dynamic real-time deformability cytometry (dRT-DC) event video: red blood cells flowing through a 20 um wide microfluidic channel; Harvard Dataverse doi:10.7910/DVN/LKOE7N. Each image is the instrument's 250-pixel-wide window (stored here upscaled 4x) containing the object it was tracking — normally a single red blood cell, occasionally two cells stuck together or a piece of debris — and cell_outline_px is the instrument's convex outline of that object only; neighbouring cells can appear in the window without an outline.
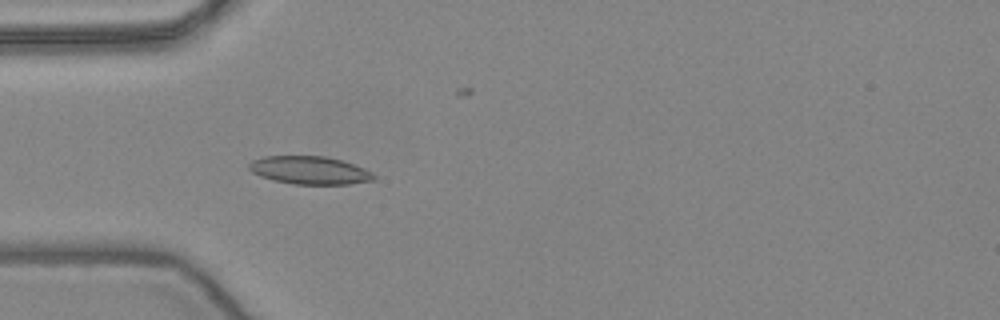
{"species": "common noctule bat (a hibernating species)", "species_latin": "Nyctalus noctula", "temperature_condition": "warm", "stored_images_in_passage": 53, "camera_frame_rate_fps": 3000, "um_per_image_px": 0.085, "animal": {"sex": "female", "body_mass_g": 24.6, "forearm_length_mm": 56.2}, "frame": {"image": 1, "passage_image": 16, "time_ms": 5.0, "image_size_px": [1000, 320], "cell_outline_px": [[376, 180], [348, 184], [292, 184], [272, 180], [260, 176], [252, 172], [248, 168], [248, 164], [252, 160], [264, 156], [324, 156], [340, 160], [364, 168], [372, 172], [376, 176]], "centroid_in_image_um": [26.31, 14.48], "position_along_channel_um": 58.7, "area_um2": 20.4}}
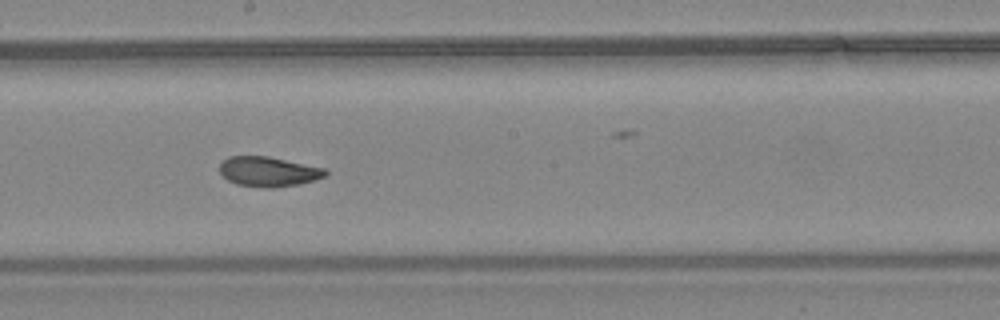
{"frame": {"image": 2, "passage_image": 29, "time_ms": 9.333, "image_size_px": [1000, 320], "cell_outline_px": [[328, 172], [324, 176], [300, 184], [272, 188], [264, 188], [236, 184], [228, 180], [220, 172], [220, 164], [228, 156], [268, 156], [324, 168]], "centroid_in_image_um": [22.79, 14.59], "position_along_channel_um": 225.4, "area_um2": 18.26}}
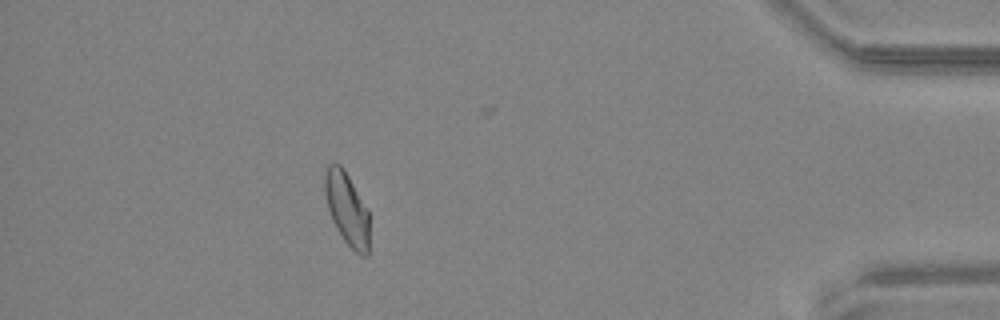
{"frame": {"image": 3, "passage_image": 47, "time_ms": 15.333, "image_size_px": [1000, 320], "cell_outline_px": [[368, 256], [360, 256], [344, 240], [336, 228], [332, 220], [328, 208], [324, 192], [324, 172], [328, 164], [340, 164], [344, 168], [368, 208]], "centroid_in_image_um": [29.48, 17.71], "position_along_channel_um": 405.7, "area_um2": 18.96}, "authors_computed_cell_mechanics": {"area_um2": 18.9584, "velocity_mm_per_s": 3.8945, "shape_relaxation_time_tau1_ms": 4.2156, "shape_relaxation_time_tau2_ms": 1.5362, "deformation_change_tau1": 0.1451, "deformation_change_tau2": 0.0777}}